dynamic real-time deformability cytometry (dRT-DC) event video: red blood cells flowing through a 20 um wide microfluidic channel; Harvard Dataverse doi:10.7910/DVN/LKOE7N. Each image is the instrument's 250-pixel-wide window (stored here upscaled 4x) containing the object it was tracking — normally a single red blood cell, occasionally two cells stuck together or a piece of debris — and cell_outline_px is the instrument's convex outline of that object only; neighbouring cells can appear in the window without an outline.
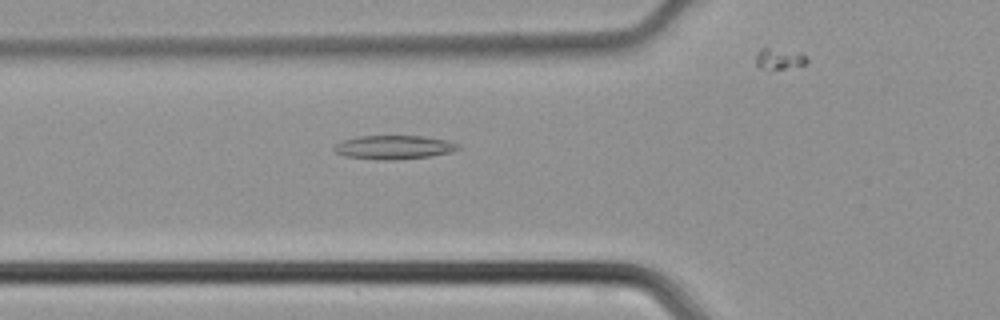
{"species": "common noctule bat (a hibernating species)", "species_latin": "Nyctalus noctula", "temperature_condition": "cold", "stored_images_in_passage": 28, "camera_frame_rate_fps": 3000, "um_per_image_px": 0.085, "animal": {"sex": "male", "body_mass_g": 21.5, "forearm_length_mm": 52.0}, "frame": {"image": 1, "passage_image": 5, "time_ms": 1.333, "image_size_px": [1000, 320], "cell_outline_px": [[460, 148], [452, 152], [428, 156], [388, 160], [376, 160], [344, 156], [336, 152], [332, 148], [340, 140], [356, 136], [424, 136], [448, 140], [460, 144]], "centroid_in_image_um": [33.45, 12.51], "position_along_channel_um": 92.3, "area_um2": 17.34}}
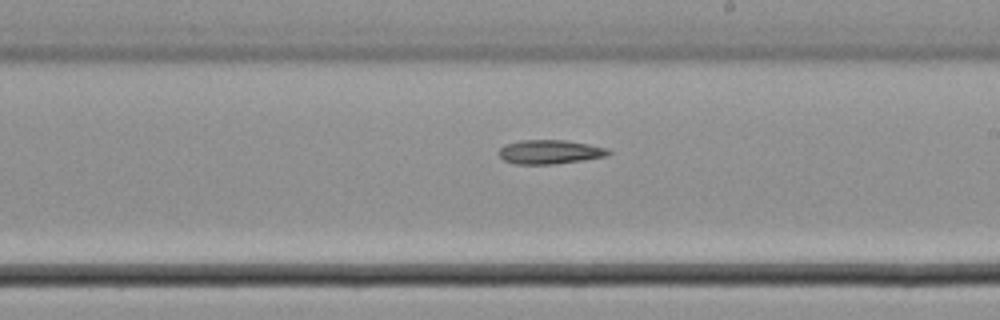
{"frame": {"image": 2, "passage_image": 15, "time_ms": 4.667, "image_size_px": [1000, 320], "cell_outline_px": [[612, 152], [608, 156], [584, 160], [552, 164], [516, 164], [504, 160], [496, 152], [504, 144], [520, 140], [564, 140], [588, 144], [608, 148]], "centroid_in_image_um": [46.73, 12.91], "position_along_channel_um": 242.3, "area_um2": 15.49}}
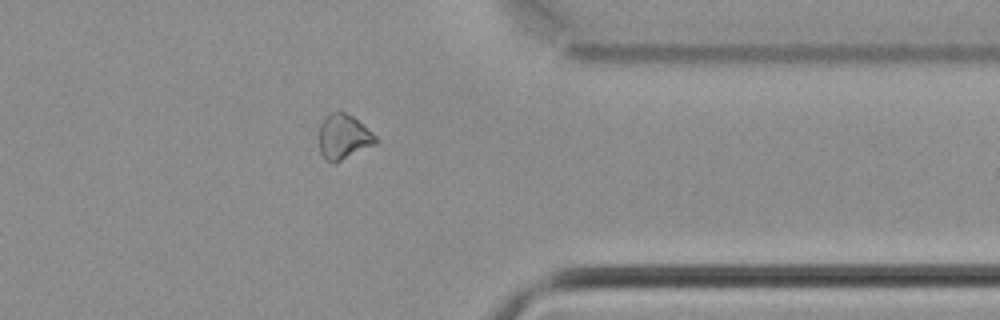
{"frame": {"image": 3, "passage_image": 25, "time_ms": 8.0, "image_size_px": [1000, 320], "cell_outline_px": [[380, 140], [376, 144], [336, 164], [332, 164], [324, 160], [320, 152], [320, 124], [332, 112], [340, 108], [352, 116], [372, 132]], "centroid_in_image_um": [29.22, 11.66], "position_along_channel_um": 382.2, "area_um2": 15.14}}